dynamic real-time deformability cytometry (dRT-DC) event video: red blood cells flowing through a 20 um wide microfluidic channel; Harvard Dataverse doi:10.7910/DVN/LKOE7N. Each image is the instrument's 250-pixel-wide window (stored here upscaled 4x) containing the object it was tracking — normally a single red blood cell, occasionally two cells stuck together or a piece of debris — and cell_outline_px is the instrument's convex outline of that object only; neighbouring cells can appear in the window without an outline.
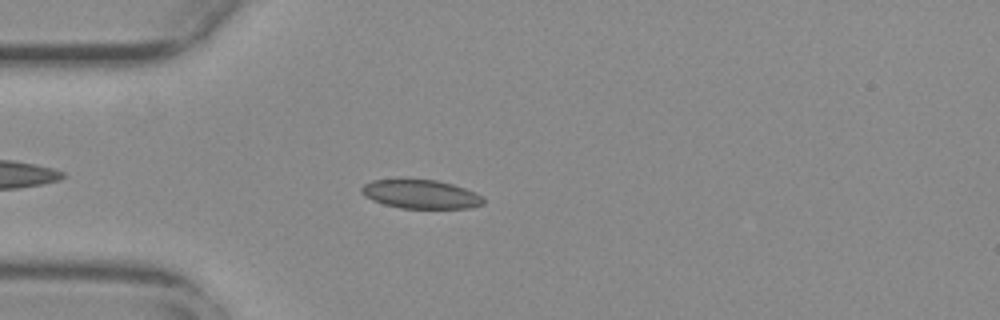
{"species": "common noctule bat (a hibernating species)", "species_latin": "Nyctalus noctula", "temperature_condition": "warm", "stored_images_in_passage": 45, "camera_frame_rate_fps": 3000, "um_per_image_px": 0.085, "animal": {"sex": "female", "body_mass_g": 29.2, "forearm_length_mm": 56.3}, "frame": {"image": 1, "passage_image": 6, "time_ms": 1.667, "image_size_px": [1000, 320], "cell_outline_px": [[484, 204], [472, 208], [400, 208], [384, 204], [372, 200], [364, 196], [360, 192], [360, 188], [364, 184], [372, 180], [436, 180], [452, 184], [476, 192], [484, 200]], "centroid_in_image_um": [35.76, 16.52], "position_along_channel_um": 49.2, "area_um2": 20.35}}
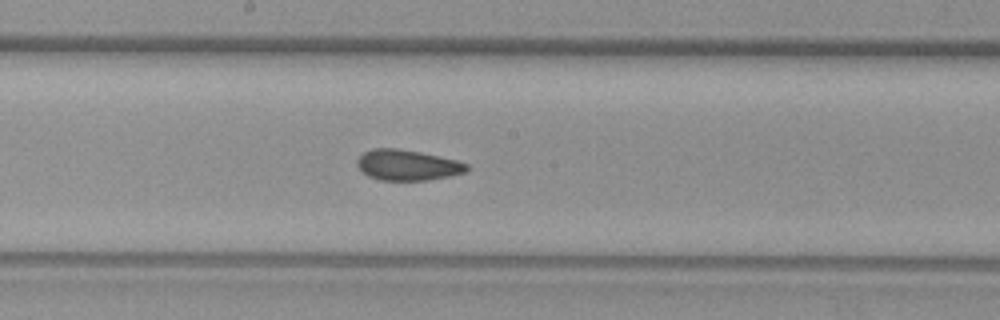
{"frame": {"image": 2, "passage_image": 20, "time_ms": 6.333, "image_size_px": [1000, 320], "cell_outline_px": [[468, 168], [464, 172], [448, 176], [428, 180], [380, 180], [368, 176], [356, 164], [356, 160], [364, 152], [372, 148], [396, 148], [456, 160], [468, 164]], "centroid_in_image_um": [34.59, 14.03], "position_along_channel_um": 213.6, "area_um2": 19.19}}
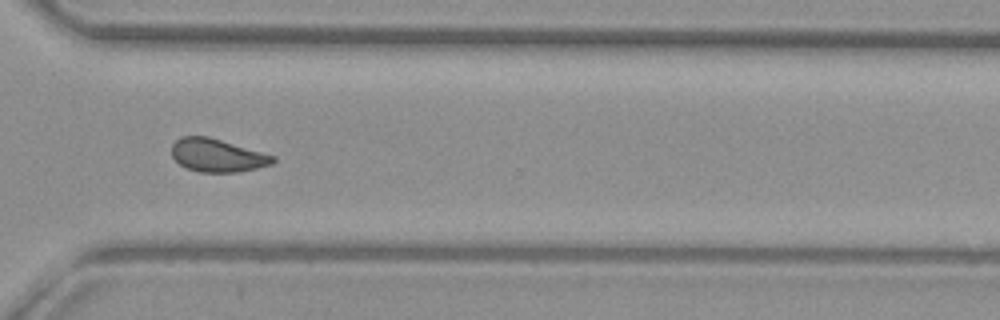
{"frame": {"image": 3, "passage_image": 31, "time_ms": 10.0, "image_size_px": [1000, 320], "cell_outline_px": [[276, 160], [272, 164], [256, 168], [236, 172], [200, 172], [188, 168], [180, 164], [172, 156], [172, 144], [180, 136], [208, 136], [276, 156]], "centroid_in_image_um": [18.47, 13.2], "position_along_channel_um": 352.1, "area_um2": 19.42}, "authors_computed_cell_mechanics": {"area_um2": 19.8832, "velocity_mm_per_s": 3.7794, "shape_relaxation_time_tau1_ms": null, "shape_relaxation_time_tau2_ms": 1.5035, "deformation_change_tau1": null, "deformation_change_tau2": 0.0666}}